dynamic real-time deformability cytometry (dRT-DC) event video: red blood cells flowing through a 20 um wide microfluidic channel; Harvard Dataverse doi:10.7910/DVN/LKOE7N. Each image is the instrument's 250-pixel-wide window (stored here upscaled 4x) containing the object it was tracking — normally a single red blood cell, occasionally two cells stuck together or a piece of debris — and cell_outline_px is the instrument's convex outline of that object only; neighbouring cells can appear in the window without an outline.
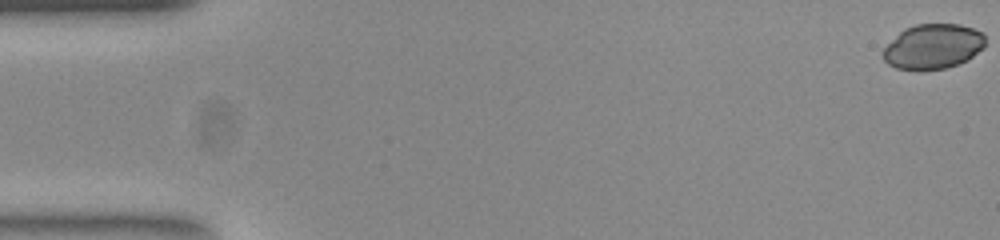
{"species": "common noctule bat (a hibernating species)", "species_latin": "Nyctalus noctula", "temperature_condition": "room temperature", "stored_images_in_passage": 53, "camera_frame_rate_fps": 3000, "um_per_image_px": 0.085, "animal": {"sex": "female", "body_mass_g": 23.0, "forearm_length_mm": 53.4}, "frame": {"image": 1, "passage_image": 1, "time_ms": 0.0, "image_size_px": [1000, 240], "cell_outline_px": [[984, 48], [972, 56], [956, 64], [944, 68], [896, 68], [888, 64], [884, 60], [884, 48], [904, 28], [916, 24], [960, 24], [984, 32]], "centroid_in_image_um": [79.33, 3.91], "position_along_channel_um": 5.7, "area_um2": 26.13}}
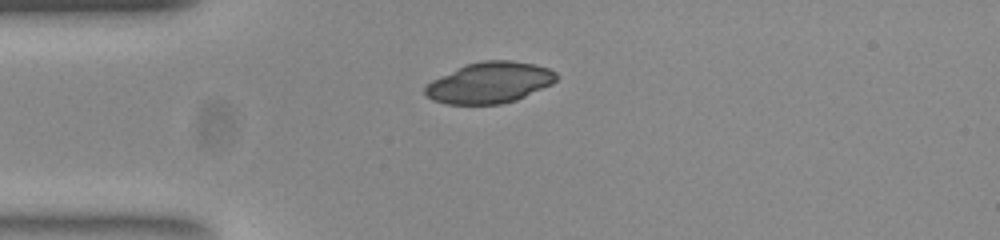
{"frame": {"image": 2, "passage_image": 14, "time_ms": 4.333, "image_size_px": [1000, 240], "cell_outline_px": [[556, 80], [552, 84], [516, 100], [500, 104], [448, 104], [432, 100], [424, 96], [424, 88], [432, 80], [464, 64], [484, 60], [512, 60], [536, 64], [548, 68], [556, 72]], "centroid_in_image_um": [41.6, 7.02], "position_along_channel_um": 43.4, "area_um2": 31.5}}
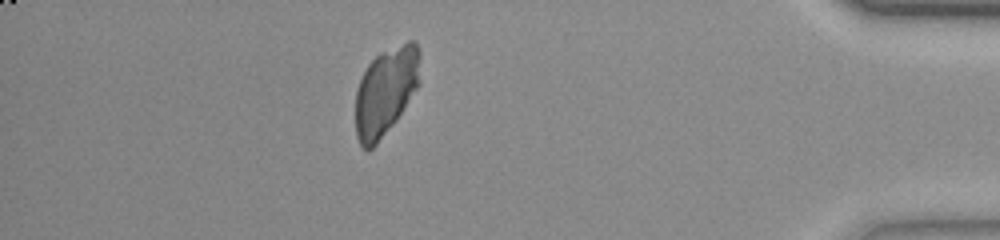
{"frame": {"image": 3, "passage_image": 47, "time_ms": 15.333, "image_size_px": [1000, 240], "cell_outline_px": [[420, 84], [396, 120], [376, 144], [368, 152], [360, 144], [356, 136], [356, 92], [360, 80], [368, 64], [380, 52], [408, 40], [412, 40], [416, 44], [420, 52]], "centroid_in_image_um": [32.8, 7.74], "position_along_channel_um": 402.4, "area_um2": 33.18}}